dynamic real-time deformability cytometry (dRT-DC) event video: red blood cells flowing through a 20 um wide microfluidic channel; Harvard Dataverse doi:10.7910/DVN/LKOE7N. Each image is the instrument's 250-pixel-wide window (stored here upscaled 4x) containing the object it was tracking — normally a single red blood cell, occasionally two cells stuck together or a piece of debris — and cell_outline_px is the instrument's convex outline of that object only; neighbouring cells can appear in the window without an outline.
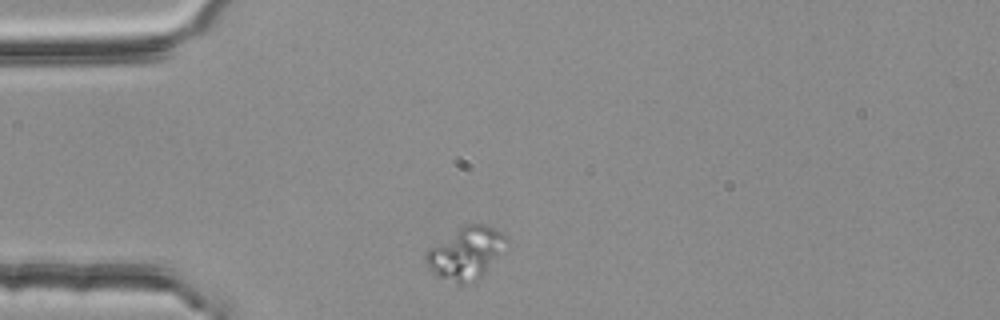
{"species": "common noctule bat (a hibernating species)", "species_latin": "Nyctalus noctula", "temperature_condition": "room temperature", "stored_images_in_passage": 1, "camera_frame_rate_fps": 3000, "um_per_image_px": 0.085, "animal": {"sex": "female", "body_mass_g": 25.1}, "frame": {"image": 1, "passage_image": 1, "time_ms": 0.0, "image_size_px": [1000, 320], "cell_outline_px": [[508, 240], [488, 272], [484, 276], [476, 280], [464, 284], [456, 284], [436, 276], [428, 268], [424, 260], [424, 256], [432, 248], [464, 224], [484, 224], [508, 236]], "centroid_in_image_um": [39.62, 21.55], "position_along_channel_um": 45.4, "area_um2": 24.28}}